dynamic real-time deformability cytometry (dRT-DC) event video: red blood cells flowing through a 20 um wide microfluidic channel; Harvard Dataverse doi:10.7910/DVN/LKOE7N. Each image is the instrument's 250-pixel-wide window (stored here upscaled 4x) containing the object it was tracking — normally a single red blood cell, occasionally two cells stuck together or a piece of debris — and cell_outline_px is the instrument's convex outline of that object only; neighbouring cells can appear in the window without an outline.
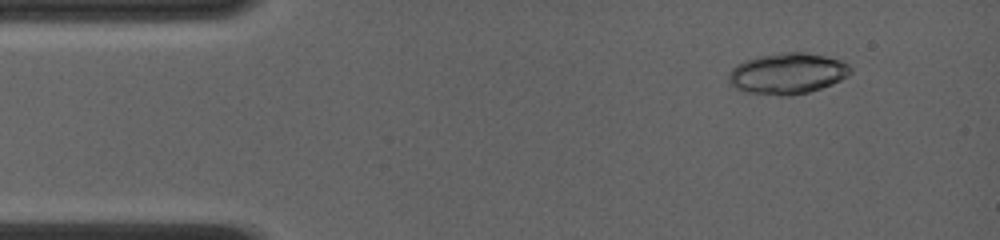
{"species": "common noctule bat (a hibernating species)", "species_latin": "Nyctalus noctula", "temperature_condition": "room temperature", "stored_images_in_passage": 14, "camera_frame_rate_fps": 4000, "um_per_image_px": 0.085, "animal": {"sex": "female", "body_mass_g": 19.0, "forearm_length_mm": 56.7}, "frame": {"image": 1, "passage_image": 3, "time_ms": 0.5, "image_size_px": [1000, 240], "cell_outline_px": [[852, 72], [848, 76], [832, 84], [808, 92], [788, 96], [780, 96], [748, 92], [736, 88], [728, 84], [728, 72], [736, 64], [744, 60], [756, 56], [784, 52], [804, 52], [824, 56], [840, 60], [848, 64], [852, 68]], "centroid_in_image_um": [66.9, 6.24], "position_along_channel_um": 18.1, "area_um2": 29.3}}